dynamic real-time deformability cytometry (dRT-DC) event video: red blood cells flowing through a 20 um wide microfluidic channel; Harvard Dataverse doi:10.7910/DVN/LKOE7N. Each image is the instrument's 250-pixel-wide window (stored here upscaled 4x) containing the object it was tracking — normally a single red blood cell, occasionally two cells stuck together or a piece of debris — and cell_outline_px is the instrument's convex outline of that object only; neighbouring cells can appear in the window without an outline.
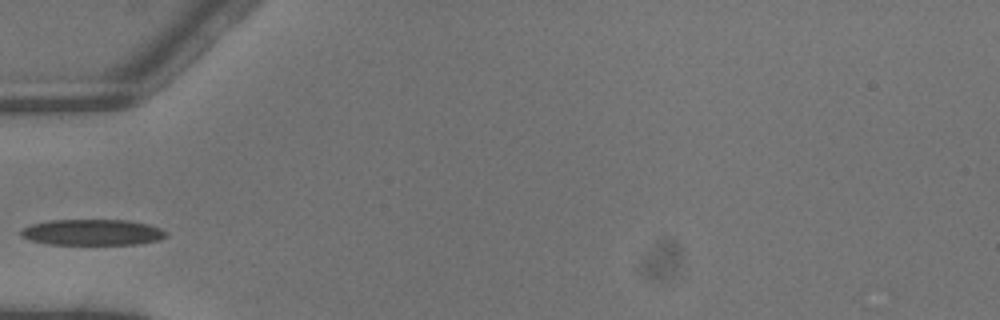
{"species": "common noctule bat (a hibernating species)", "species_latin": "Nyctalus noctula", "temperature_condition": "warm", "stored_images_in_passage": 1, "camera_frame_rate_fps": 3000, "um_per_image_px": 0.085, "animal": {"sex": "male", "body_mass_g": 13.3}, "frame": {"image": 1, "passage_image": 1, "time_ms": 0.0, "image_size_px": [1000, 320], "cell_outline_px": [[168, 236], [160, 240], [140, 244], [48, 244], [32, 240], [20, 236], [20, 232], [24, 228], [32, 224], [52, 220], [128, 220], [148, 224], [160, 228], [168, 232]], "centroid_in_image_um": [7.92, 19.75], "position_along_channel_um": 77.1, "area_um2": 21.96}}